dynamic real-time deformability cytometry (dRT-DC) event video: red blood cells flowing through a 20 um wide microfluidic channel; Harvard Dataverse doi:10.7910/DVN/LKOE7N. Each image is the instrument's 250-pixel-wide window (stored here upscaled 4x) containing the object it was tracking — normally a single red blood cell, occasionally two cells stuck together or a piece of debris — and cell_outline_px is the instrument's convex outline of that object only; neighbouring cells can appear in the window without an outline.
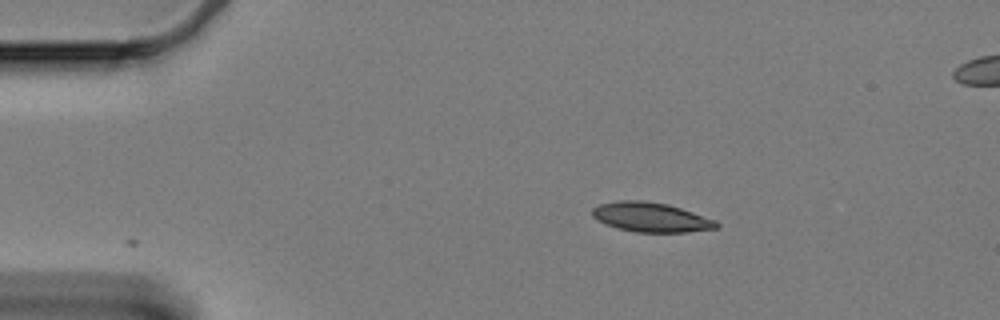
{"species": "Egyptian fruit bat (a non-hibernating species)", "species_latin": "Rousettus aegyptiacus", "temperature_condition": "cold", "stored_images_in_passage": 28, "camera_frame_rate_fps": 3000, "um_per_image_px": 0.085, "animal": {"sex": "female"}, "frame": {"image": 1, "passage_image": 1, "time_ms": 0.0, "image_size_px": [1000, 320], "cell_outline_px": [[720, 228], [688, 232], [636, 232], [616, 228], [604, 224], [596, 220], [592, 216], [592, 208], [600, 204], [616, 200], [644, 200], [668, 204], [716, 220], [720, 224]], "centroid_in_image_um": [55.31, 18.46], "position_along_channel_um": 29.7, "area_um2": 21.62}}
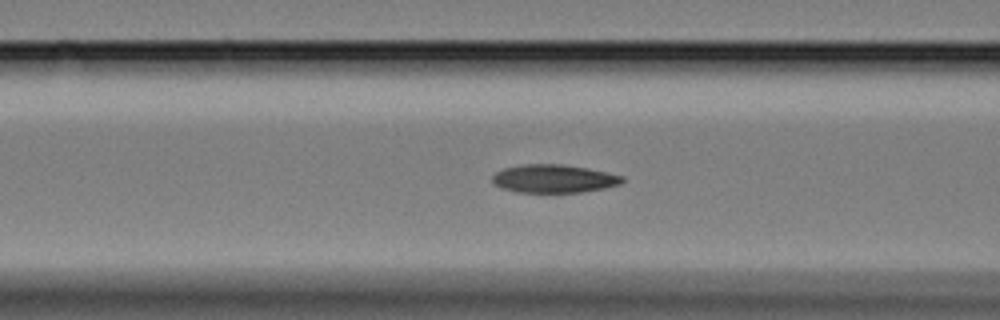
{"frame": {"image": 2, "passage_image": 14, "time_ms": 4.333, "image_size_px": [1000, 320], "cell_outline_px": [[624, 180], [620, 184], [604, 188], [580, 192], [516, 192], [500, 188], [492, 184], [492, 176], [496, 172], [504, 168], [524, 164], [560, 164], [588, 168], [624, 176]], "centroid_in_image_um": [47.04, 15.19], "position_along_channel_um": 119.6, "area_um2": 21.39}}
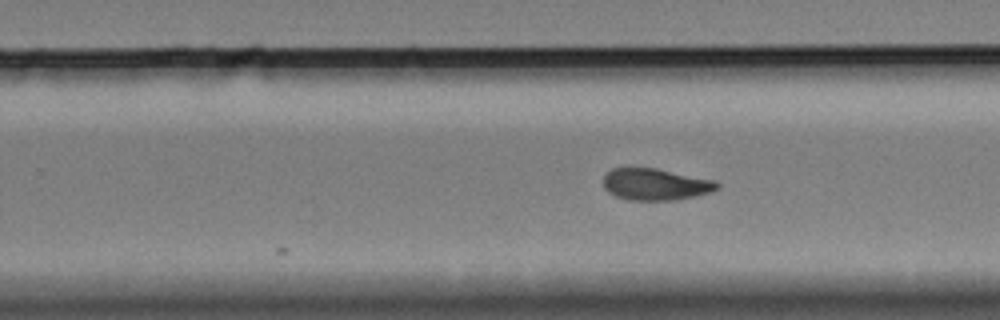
{"frame": {"image": 3, "passage_image": 28, "time_ms": 9.0, "image_size_px": [1000, 320], "cell_outline_px": [[720, 188], [696, 196], [676, 200], [628, 200], [616, 196], [608, 192], [604, 188], [604, 176], [612, 168], [656, 168], [716, 180], [720, 184]], "centroid_in_image_um": [55.74, 15.67], "position_along_channel_um": 274.1, "area_um2": 21.1}}